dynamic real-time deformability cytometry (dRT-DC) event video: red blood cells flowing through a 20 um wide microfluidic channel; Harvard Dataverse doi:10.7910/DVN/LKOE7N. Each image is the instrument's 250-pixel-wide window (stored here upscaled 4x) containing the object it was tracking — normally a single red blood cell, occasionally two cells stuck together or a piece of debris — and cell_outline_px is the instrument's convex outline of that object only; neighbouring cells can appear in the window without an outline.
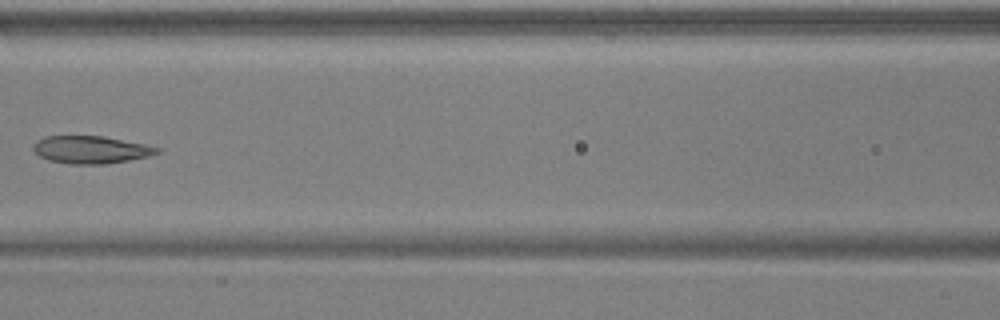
{"species": "common noctule bat (a hibernating species)", "species_latin": "Nyctalus noctula", "temperature_condition": "warm", "stored_images_in_passage": 5, "camera_frame_rate_fps": 3000, "um_per_image_px": 0.085, "animal": {"sex": "male", "body_mass_g": 17.9, "forearm_length_mm": 54.2}, "frame": {"image": 1, "passage_image": 5, "time_ms": 1.333, "image_size_px": [1000, 320], "cell_outline_px": [[160, 152], [148, 156], [128, 160], [104, 164], [68, 164], [48, 160], [40, 156], [32, 148], [32, 144], [36, 140], [44, 136], [104, 136], [144, 144], [160, 148]], "centroid_in_image_um": [7.68, 12.72], "position_along_channel_um": 158.9, "area_um2": 19.88}}